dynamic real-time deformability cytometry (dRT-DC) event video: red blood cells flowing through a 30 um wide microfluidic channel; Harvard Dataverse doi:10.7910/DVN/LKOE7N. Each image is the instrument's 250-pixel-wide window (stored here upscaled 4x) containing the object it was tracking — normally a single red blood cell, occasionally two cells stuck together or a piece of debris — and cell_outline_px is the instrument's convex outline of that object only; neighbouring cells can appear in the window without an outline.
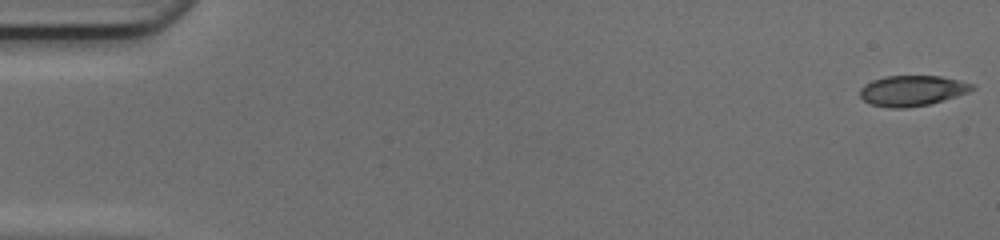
{"species": "common noctule bat (a hibernating species)", "species_latin": "Nyctalus noctula", "temperature_condition": "cold", "stored_images_in_passage": 49, "camera_frame_rate_fps": 3000, "um_per_image_px": 0.085, "animal": {"sex": "female", "body_mass_g": 17.0, "forearm_length_mm": 48.0}, "frame": {"image": 1, "passage_image": 1, "time_ms": 0.0, "image_size_px": [1000, 240], "cell_outline_px": [[976, 88], [968, 92], [944, 100], [928, 104], [908, 108], [892, 108], [872, 104], [864, 100], [860, 96], [860, 88], [864, 84], [872, 80], [884, 76], [940, 76], [960, 80], [976, 84]], "centroid_in_image_um": [77.56, 7.7], "position_along_channel_um": 7.4, "area_um2": 20.0}}
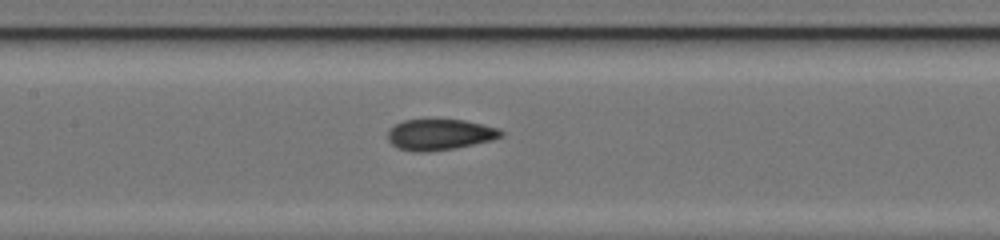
{"frame": {"image": 2, "passage_image": 24, "time_ms": 7.667, "image_size_px": [1000, 240], "cell_outline_px": [[504, 136], [492, 140], [456, 148], [428, 152], [416, 152], [396, 148], [388, 140], [388, 132], [396, 124], [404, 120], [432, 116], [464, 120], [496, 128], [504, 132]], "centroid_in_image_um": [37.35, 11.4], "position_along_channel_um": 170.0, "area_um2": 21.15}}
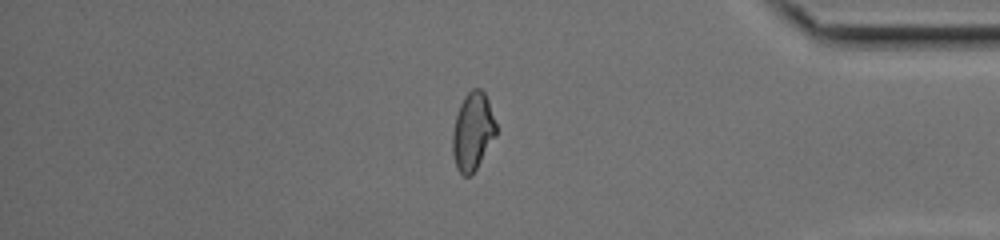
{"frame": {"image": 3, "passage_image": 42, "time_ms": 13.667, "image_size_px": [1000, 240], "cell_outline_px": [[496, 136], [472, 176], [464, 176], [456, 168], [452, 152], [452, 132], [456, 116], [460, 104], [464, 96], [472, 88], [480, 88], [484, 92], [488, 100], [496, 124]], "centroid_in_image_um": [40.17, 11.19], "position_along_channel_um": 395.0, "area_um2": 19.88}, "authors_computed_cell_mechanics": {"area_um2": 20.0566, "velocity_mm_per_s": 4.2264, "shape_relaxation_time_tau1_ms": 7.6263, "shape_relaxation_time_tau2_ms": 1.4733, "deformation_change_tau1": 0.188, "deformation_change_tau2": 0.0601}}